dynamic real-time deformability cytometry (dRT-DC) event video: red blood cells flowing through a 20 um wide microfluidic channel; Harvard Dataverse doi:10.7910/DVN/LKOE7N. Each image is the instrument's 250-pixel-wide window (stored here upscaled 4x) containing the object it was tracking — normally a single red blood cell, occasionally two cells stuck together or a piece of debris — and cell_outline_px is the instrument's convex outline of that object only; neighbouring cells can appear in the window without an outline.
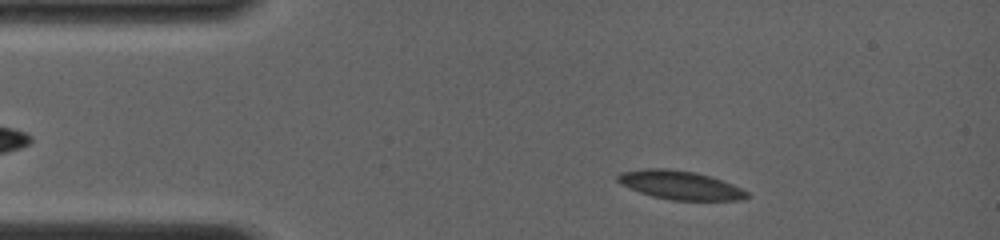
{"species": "common noctule bat (a hibernating species)", "species_latin": "Nyctalus noctula", "temperature_condition": "room temperature", "stored_images_in_passage": 6, "camera_frame_rate_fps": 4000, "um_per_image_px": 0.085, "animal": {"sex": "female", "body_mass_g": 19.0, "forearm_length_mm": 56.7}, "frame": {"image": 1, "passage_image": 3, "time_ms": 1.5, "image_size_px": [1000, 240], "cell_outline_px": [[752, 196], [740, 200], [672, 200], [652, 196], [640, 192], [620, 184], [616, 180], [616, 176], [620, 172], [644, 168], [668, 168], [692, 172], [708, 176], [732, 184], [748, 192]], "centroid_in_image_um": [57.77, 15.73], "position_along_channel_um": 27.2, "area_um2": 21.5}}